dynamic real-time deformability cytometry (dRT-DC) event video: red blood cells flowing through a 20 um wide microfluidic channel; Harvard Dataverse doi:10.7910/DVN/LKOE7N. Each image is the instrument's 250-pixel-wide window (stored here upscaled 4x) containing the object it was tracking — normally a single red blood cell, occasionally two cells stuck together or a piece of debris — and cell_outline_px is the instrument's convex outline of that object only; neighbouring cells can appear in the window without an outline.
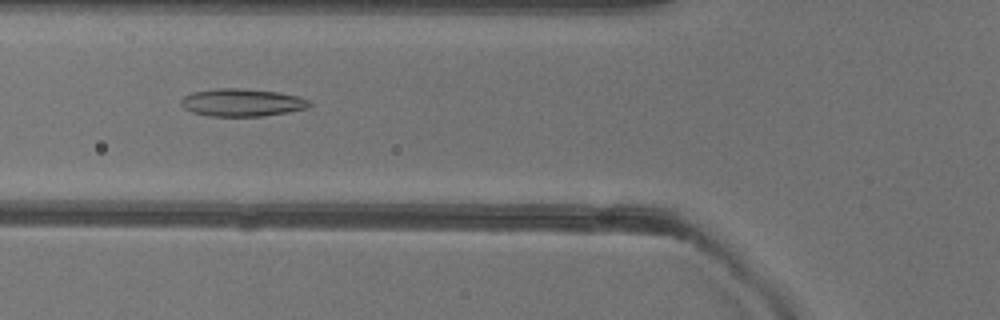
{"species": "common noctule bat (a hibernating species)", "species_latin": "Nyctalus noctula", "temperature_condition": "warm", "stored_images_in_passage": 33, "camera_frame_rate_fps": 3000, "um_per_image_px": 0.085, "animal": {"sex": "female"}, "frame": {"image": 1, "passage_image": 13, "time_ms": 4.0, "image_size_px": [1000, 320], "cell_outline_px": [[312, 104], [304, 108], [288, 112], [264, 116], [212, 116], [192, 112], [184, 108], [180, 104], [180, 100], [184, 96], [192, 92], [216, 88], [240, 88], [276, 92], [300, 96], [312, 100]], "centroid_in_image_um": [20.57, 8.71], "position_along_channel_um": 105.2, "area_um2": 20.75}}
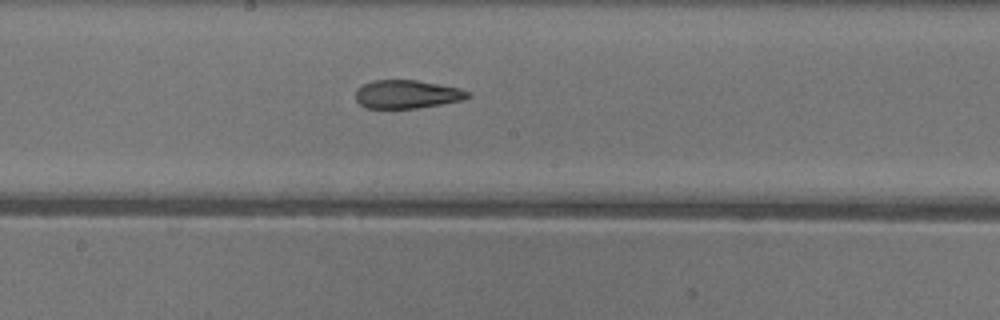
{"frame": {"image": 2, "passage_image": 21, "time_ms": 6.667, "image_size_px": [1000, 320], "cell_outline_px": [[472, 96], [460, 100], [440, 104], [416, 108], [364, 108], [356, 100], [356, 88], [372, 80], [416, 80], [460, 88], [472, 92]], "centroid_in_image_um": [34.59, 8.0], "position_along_channel_um": 213.6, "area_um2": 18.55}}
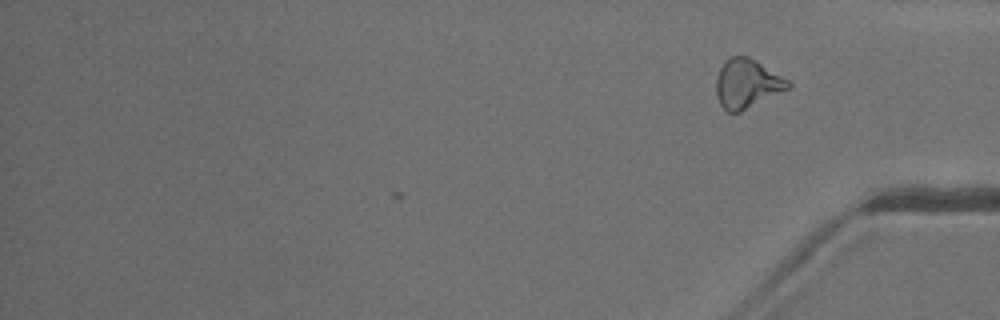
{"frame": {"image": 3, "passage_image": 33, "time_ms": 10.667, "image_size_px": [1000, 320], "cell_outline_px": [[792, 84], [788, 88], [740, 112], [728, 112], [720, 104], [716, 96], [716, 76], [720, 68], [732, 56], [748, 56], [756, 60], [788, 80]], "centroid_in_image_um": [63.47, 7.11], "position_along_channel_um": 371.7, "area_um2": 20.17}, "authors_computed_cell_mechanics": {"area_um2": 19.652, "velocity_mm_per_s": 4.0535, "shape_relaxation_time_tau1_ms": null, "shape_relaxation_time_tau2_ms": 2.0471, "deformation_change_tau1": null, "deformation_change_tau2": 0.1036}}